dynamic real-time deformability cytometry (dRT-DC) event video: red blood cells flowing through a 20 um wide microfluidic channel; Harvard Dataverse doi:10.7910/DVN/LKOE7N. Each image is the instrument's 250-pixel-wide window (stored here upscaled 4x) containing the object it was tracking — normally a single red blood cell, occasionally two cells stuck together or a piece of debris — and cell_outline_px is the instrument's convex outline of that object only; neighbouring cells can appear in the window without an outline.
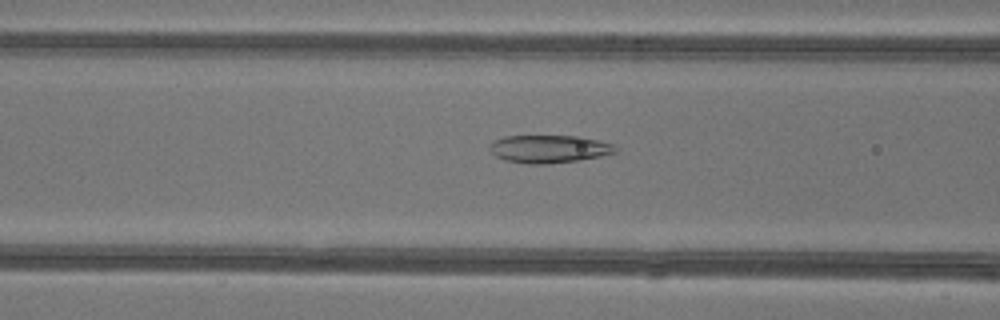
{"species": "common noctule bat (a hibernating species)", "species_latin": "Nyctalus noctula", "temperature_condition": "warm", "stored_images_in_passage": 36, "camera_frame_rate_fps": 3000, "um_per_image_px": 0.085, "animal": {"sex": "female"}, "frame": {"image": 1, "passage_image": 8, "time_ms": 2.333, "image_size_px": [1000, 320], "cell_outline_px": [[616, 152], [600, 156], [576, 160], [548, 164], [528, 164], [504, 160], [496, 156], [488, 148], [488, 144], [492, 140], [504, 136], [580, 136], [612, 144], [616, 148]], "centroid_in_image_um": [46.59, 12.65], "position_along_channel_um": 120.0, "area_um2": 20.35}}
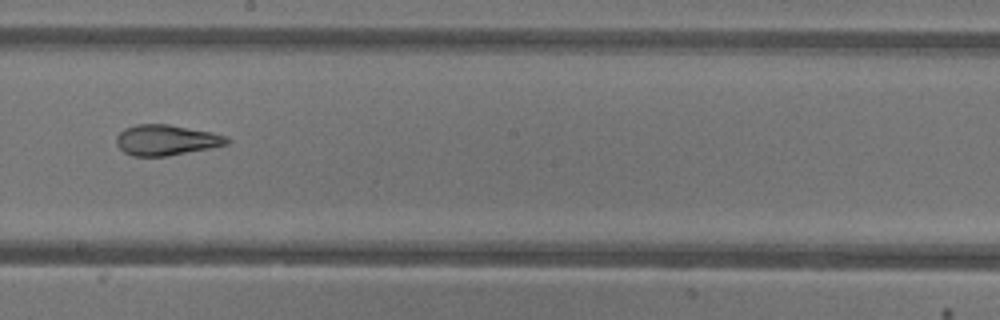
{"frame": {"image": 2, "passage_image": 16, "time_ms": 5.0, "image_size_px": [1000, 320], "cell_outline_px": [[232, 140], [228, 144], [168, 156], [132, 156], [124, 152], [116, 144], [116, 136], [124, 128], [136, 124], [168, 124], [212, 132], [228, 136]], "centroid_in_image_um": [14.13, 11.9], "position_along_channel_um": 234.1, "area_um2": 19.77}}
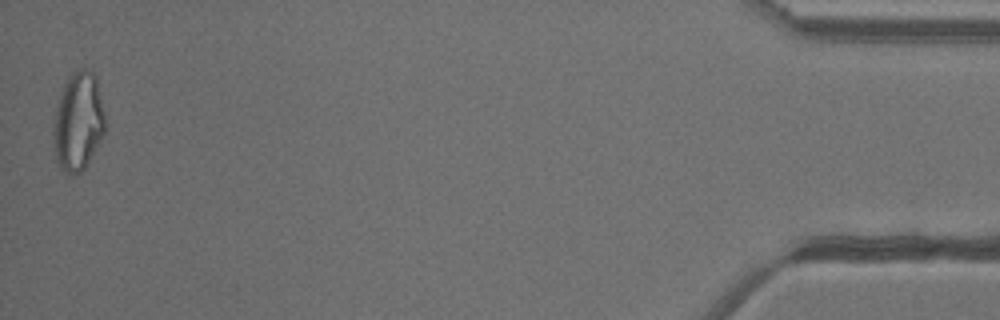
{"frame": {"image": 3, "passage_image": 36, "time_ms": 11.667, "image_size_px": [1000, 320], "cell_outline_px": [[104, 132], [100, 140], [84, 168], [80, 172], [72, 176], [68, 176], [60, 168], [56, 160], [52, 136], [52, 128], [56, 108], [60, 92], [68, 76], [72, 72], [80, 68], [84, 68], [92, 72], [96, 76], [104, 112]], "centroid_in_image_um": [6.61, 10.33], "position_along_channel_um": 428.6, "area_um2": 29.82}, "authors_computed_cell_mechanics": {"area_um2": 21.097, "velocity_mm_per_s": 4.2751, "shape_relaxation_time_tau1_ms": null, "shape_relaxation_time_tau2_ms": 1.6085, "deformation_change_tau1": null, "deformation_change_tau2": 0.1051}}